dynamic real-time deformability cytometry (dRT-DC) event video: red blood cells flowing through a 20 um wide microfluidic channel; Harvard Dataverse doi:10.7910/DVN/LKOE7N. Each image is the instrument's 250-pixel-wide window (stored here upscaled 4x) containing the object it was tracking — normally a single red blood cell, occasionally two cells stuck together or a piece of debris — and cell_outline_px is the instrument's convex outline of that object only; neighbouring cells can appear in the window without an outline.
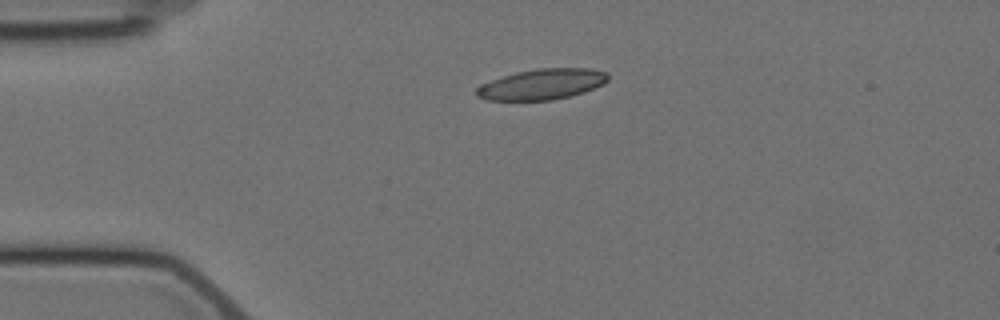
{"species": "Egyptian fruit bat (a non-hibernating species)", "species_latin": "Rousettus aegyptiacus", "temperature_condition": "cold", "stored_images_in_passage": 1, "camera_frame_rate_fps": 3000, "um_per_image_px": 0.085, "animal": {"sex": "female"}, "frame": {"image": 1, "passage_image": 1, "time_ms": 0.0, "image_size_px": [1000, 320], "cell_outline_px": [[608, 80], [604, 84], [584, 92], [572, 96], [552, 100], [484, 100], [476, 96], [476, 88], [480, 84], [516, 72], [536, 68], [592, 68], [604, 72], [608, 76]], "centroid_in_image_um": [46.06, 7.16], "position_along_channel_um": 38.9, "area_um2": 23.58}}